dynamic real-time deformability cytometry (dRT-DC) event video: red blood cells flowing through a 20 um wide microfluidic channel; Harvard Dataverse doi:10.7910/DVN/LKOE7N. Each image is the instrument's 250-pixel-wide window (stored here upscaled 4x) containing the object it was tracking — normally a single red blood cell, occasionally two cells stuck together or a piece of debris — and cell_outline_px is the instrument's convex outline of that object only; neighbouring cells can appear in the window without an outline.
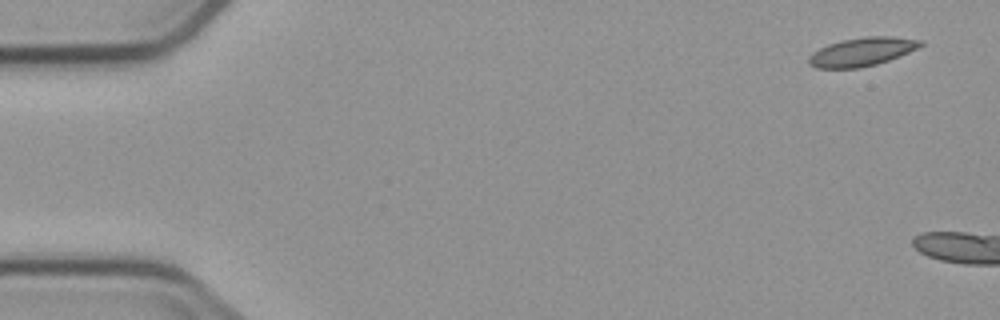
{"species": "common noctule bat (a hibernating species)", "species_latin": "Nyctalus noctula", "temperature_condition": "cold", "stored_images_in_passage": 3, "camera_frame_rate_fps": 3000, "um_per_image_px": 0.085, "animal": {"sex": "male", "body_mass_g": 23.1, "forearm_length_mm": 52.7}, "frame": {"image": 1, "passage_image": 1, "time_ms": 0.0, "image_size_px": [1000, 320], "cell_outline_px": [[924, 44], [908, 52], [888, 60], [876, 64], [860, 68], [816, 68], [808, 64], [808, 56], [812, 52], [828, 44], [840, 40], [868, 36], [888, 36], [924, 40]], "centroid_in_image_um": [73.23, 4.4], "position_along_channel_um": 11.8, "area_um2": 18.55}}